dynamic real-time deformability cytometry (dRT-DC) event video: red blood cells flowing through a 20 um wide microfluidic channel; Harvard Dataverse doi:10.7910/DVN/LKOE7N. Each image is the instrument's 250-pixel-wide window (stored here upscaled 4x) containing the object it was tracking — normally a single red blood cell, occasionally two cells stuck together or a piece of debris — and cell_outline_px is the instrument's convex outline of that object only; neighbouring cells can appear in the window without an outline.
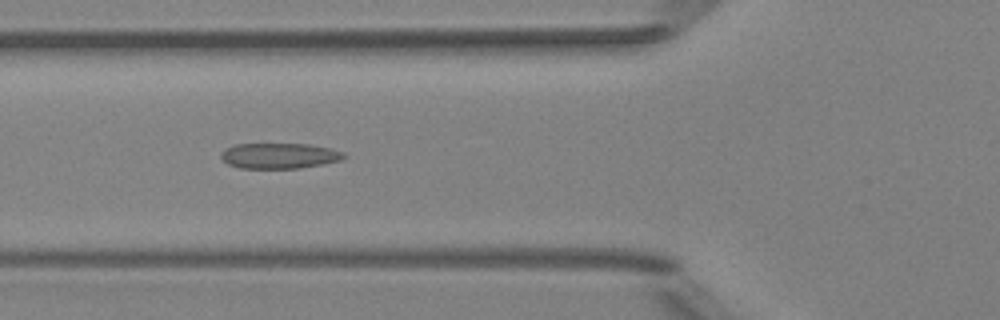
{"species": "Egyptian fruit bat (a non-hibernating species)", "species_latin": "Rousettus aegyptiacus", "temperature_condition": "room temperature", "stored_images_in_passage": 7, "camera_frame_rate_fps": 3000, "um_per_image_px": 0.085, "animal": {"sex": "female"}, "frame": {"image": 1, "passage_image": 5, "time_ms": 1.333, "image_size_px": [1000, 320], "cell_outline_px": [[348, 156], [340, 160], [300, 168], [240, 168], [228, 164], [220, 156], [220, 152], [224, 148], [236, 144], [308, 144], [332, 148], [344, 152]], "centroid_in_image_um": [23.74, 13.23], "position_along_channel_um": 102.1, "area_um2": 18.32}}
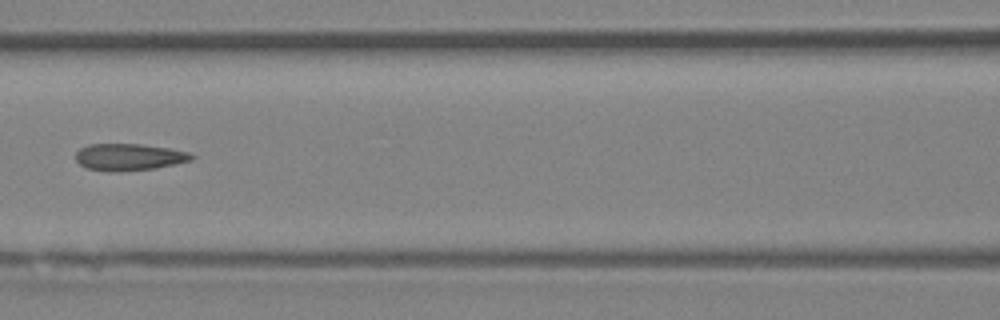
{"frame": {"image": 2, "passage_image": 6, "time_ms": 1.667, "image_size_px": [1000, 320], "cell_outline_px": [[196, 156], [192, 160], [176, 164], [152, 168], [108, 172], [84, 168], [76, 160], [76, 152], [80, 148], [88, 144], [140, 144], [168, 148], [188, 152]], "centroid_in_image_um": [10.94, 13.34], "position_along_channel_um": 155.7, "area_um2": 18.09}}
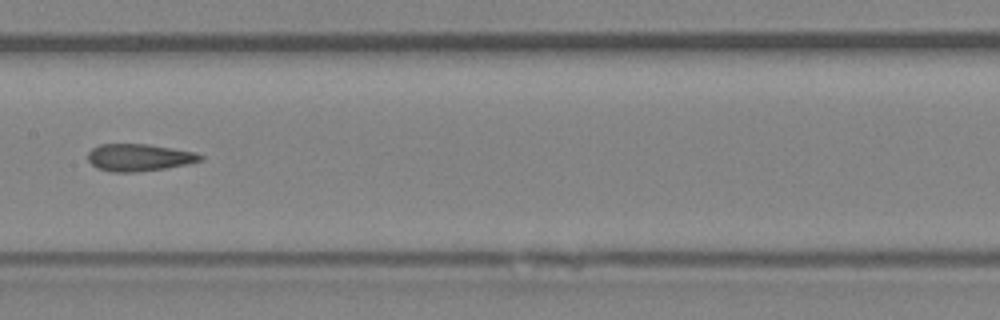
{"frame": {"image": 3, "passage_image": 7, "time_ms": 2.0, "image_size_px": [1000, 320], "cell_outline_px": [[204, 160], [188, 164], [164, 168], [136, 172], [112, 172], [96, 168], [88, 160], [88, 152], [92, 148], [100, 144], [148, 144], [196, 152], [204, 156]], "centroid_in_image_um": [11.83, 13.38], "position_along_channel_um": 195.6, "area_um2": 17.92}}